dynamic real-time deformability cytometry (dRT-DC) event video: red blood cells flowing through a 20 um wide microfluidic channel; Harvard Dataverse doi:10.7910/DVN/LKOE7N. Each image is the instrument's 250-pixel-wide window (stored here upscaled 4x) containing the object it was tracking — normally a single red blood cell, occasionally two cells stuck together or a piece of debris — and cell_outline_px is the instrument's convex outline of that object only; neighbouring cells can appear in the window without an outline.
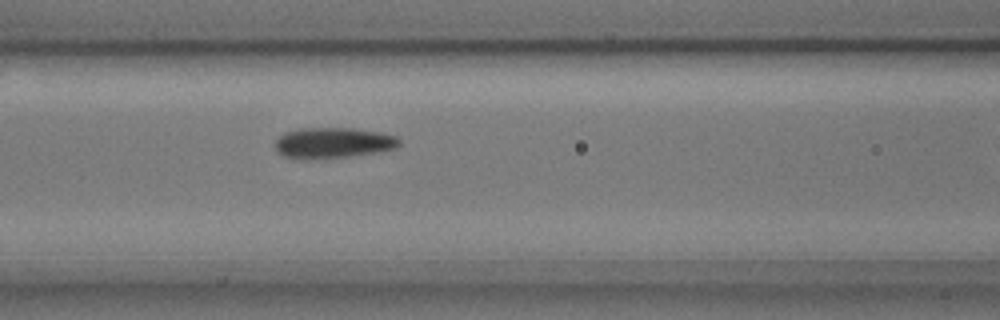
{"species": "common noctule bat (a hibernating species)", "species_latin": "Nyctalus noctula", "temperature_condition": "cold", "stored_images_in_passage": 5, "segment_of_instrument_passage": [1, 2], "camera_frame_rate_fps": 3000, "um_per_image_px": 0.085, "animal": {"sex": "male", "body_mass_g": 17.9, "forearm_length_mm": 54.2}, "frame": {"image": 1, "passage_image": 4, "time_ms": 1.0, "image_size_px": [1000, 320], "cell_outline_px": [[400, 144], [396, 148], [376, 152], [348, 156], [284, 156], [276, 148], [276, 140], [284, 132], [300, 128], [352, 128], [380, 132], [396, 136], [400, 140]], "centroid_in_image_um": [28.39, 12.08], "position_along_channel_um": 138.2, "area_um2": 21.21}}